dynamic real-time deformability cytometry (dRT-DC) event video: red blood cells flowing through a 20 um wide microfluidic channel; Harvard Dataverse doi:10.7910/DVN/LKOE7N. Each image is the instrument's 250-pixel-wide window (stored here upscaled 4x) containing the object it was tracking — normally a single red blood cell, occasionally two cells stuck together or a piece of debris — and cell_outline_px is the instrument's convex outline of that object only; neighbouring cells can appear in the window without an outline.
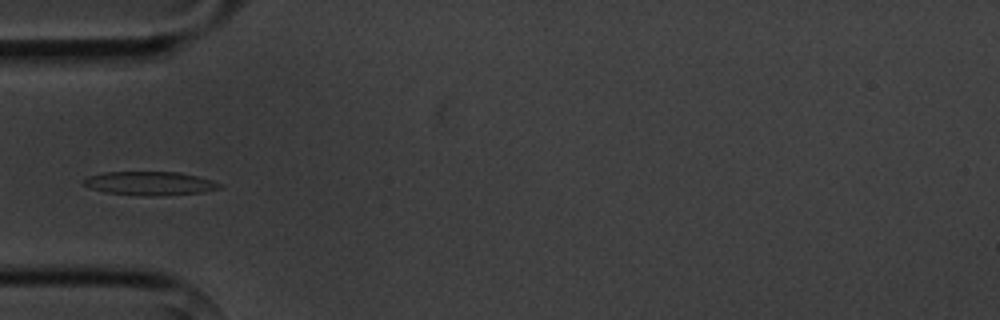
{"species": "common noctule bat (a hibernating species)", "species_latin": "Nyctalus noctula", "temperature_condition": "cold", "stored_images_in_passage": 9, "camera_frame_rate_fps": 3000, "um_per_image_px": 0.085, "animal": {"sex": "male", "body_mass_g": 20.1, "forearm_length_mm": 53.5}, "frame": {"image": 1, "passage_image": 4, "time_ms": 3.667, "image_size_px": [1000, 320], "cell_outline_px": [[220, 188], [204, 192], [152, 196], [144, 196], [104, 192], [88, 188], [80, 180], [88, 176], [100, 172], [180, 172], [212, 180], [220, 184]], "centroid_in_image_um": [12.66, 15.58], "position_along_channel_um": 72.3, "area_um2": 18.84}}
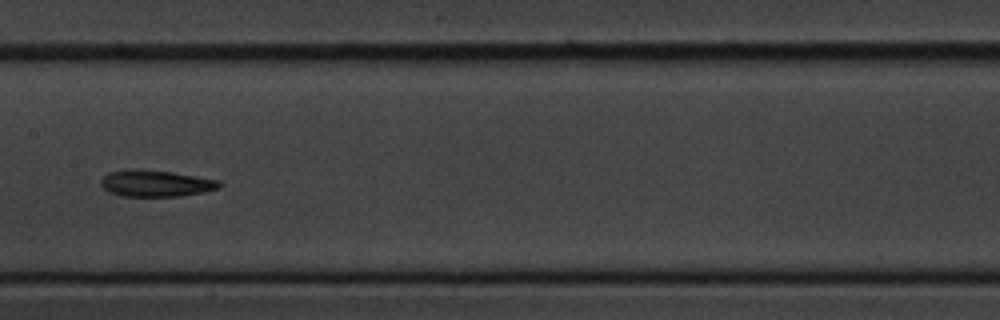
{"frame": {"image": 2, "passage_image": 7, "time_ms": 7.0, "image_size_px": [1000, 320], "cell_outline_px": [[224, 184], [220, 188], [204, 192], [180, 196], [120, 196], [108, 192], [100, 184], [100, 180], [108, 172], [128, 168], [136, 168], [172, 172], [220, 180]], "centroid_in_image_um": [13.24, 15.58], "position_along_channel_um": 194.2, "area_um2": 18.67}}
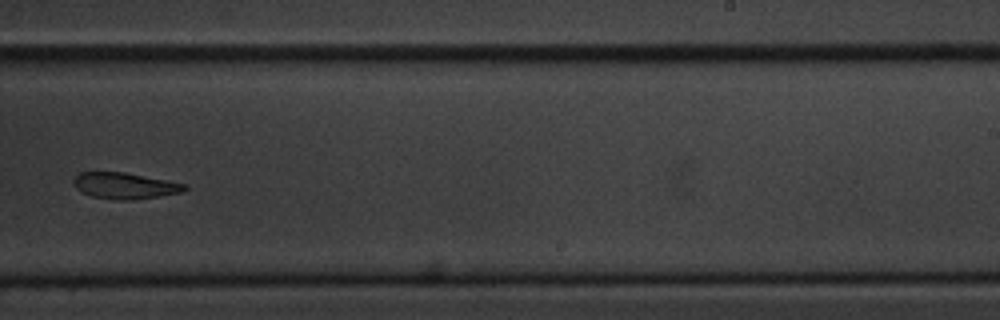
{"frame": {"image": 3, "passage_image": 9, "time_ms": 9.333, "image_size_px": [1000, 320], "cell_outline_px": [[188, 188], [180, 192], [156, 196], [128, 200], [116, 200], [92, 196], [80, 192], [72, 184], [72, 180], [80, 172], [124, 172], [188, 184]], "centroid_in_image_um": [10.56, 15.78], "position_along_channel_um": 278.4, "area_um2": 16.88}}